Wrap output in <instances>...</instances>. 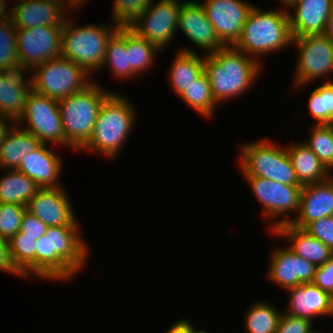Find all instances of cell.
Segmentation results:
<instances>
[{
	"mask_svg": "<svg viewBox=\"0 0 333 333\" xmlns=\"http://www.w3.org/2000/svg\"><path fill=\"white\" fill-rule=\"evenodd\" d=\"M292 45L297 46L299 53L294 71L295 87L303 89L308 84L332 74L333 41L329 37L324 34L301 36L293 38Z\"/></svg>",
	"mask_w": 333,
	"mask_h": 333,
	"instance_id": "cell-11",
	"label": "cell"
},
{
	"mask_svg": "<svg viewBox=\"0 0 333 333\" xmlns=\"http://www.w3.org/2000/svg\"><path fill=\"white\" fill-rule=\"evenodd\" d=\"M273 234L288 241V247L315 266H322L333 256V251L319 239L309 235L305 230L285 224L278 227Z\"/></svg>",
	"mask_w": 333,
	"mask_h": 333,
	"instance_id": "cell-24",
	"label": "cell"
},
{
	"mask_svg": "<svg viewBox=\"0 0 333 333\" xmlns=\"http://www.w3.org/2000/svg\"><path fill=\"white\" fill-rule=\"evenodd\" d=\"M189 1H197V0H184V2H189Z\"/></svg>",
	"mask_w": 333,
	"mask_h": 333,
	"instance_id": "cell-53",
	"label": "cell"
},
{
	"mask_svg": "<svg viewBox=\"0 0 333 333\" xmlns=\"http://www.w3.org/2000/svg\"><path fill=\"white\" fill-rule=\"evenodd\" d=\"M88 1L90 2L91 0H71L69 3V11L72 12V10L74 11V9L76 10V8L78 9L80 6L84 5L86 2L88 3Z\"/></svg>",
	"mask_w": 333,
	"mask_h": 333,
	"instance_id": "cell-48",
	"label": "cell"
},
{
	"mask_svg": "<svg viewBox=\"0 0 333 333\" xmlns=\"http://www.w3.org/2000/svg\"><path fill=\"white\" fill-rule=\"evenodd\" d=\"M182 0H152L143 13L129 26L139 37L165 49L174 39L178 28V12Z\"/></svg>",
	"mask_w": 333,
	"mask_h": 333,
	"instance_id": "cell-12",
	"label": "cell"
},
{
	"mask_svg": "<svg viewBox=\"0 0 333 333\" xmlns=\"http://www.w3.org/2000/svg\"><path fill=\"white\" fill-rule=\"evenodd\" d=\"M312 283L333 297V256L322 266L316 267Z\"/></svg>",
	"mask_w": 333,
	"mask_h": 333,
	"instance_id": "cell-41",
	"label": "cell"
},
{
	"mask_svg": "<svg viewBox=\"0 0 333 333\" xmlns=\"http://www.w3.org/2000/svg\"><path fill=\"white\" fill-rule=\"evenodd\" d=\"M288 9L263 10L253 6L234 47L261 63L260 57L292 45Z\"/></svg>",
	"mask_w": 333,
	"mask_h": 333,
	"instance_id": "cell-3",
	"label": "cell"
},
{
	"mask_svg": "<svg viewBox=\"0 0 333 333\" xmlns=\"http://www.w3.org/2000/svg\"><path fill=\"white\" fill-rule=\"evenodd\" d=\"M305 144L318 156L331 172L333 171V130L328 124L316 125Z\"/></svg>",
	"mask_w": 333,
	"mask_h": 333,
	"instance_id": "cell-35",
	"label": "cell"
},
{
	"mask_svg": "<svg viewBox=\"0 0 333 333\" xmlns=\"http://www.w3.org/2000/svg\"><path fill=\"white\" fill-rule=\"evenodd\" d=\"M111 93L93 81L84 90L58 101L69 149L79 153L88 143L101 105Z\"/></svg>",
	"mask_w": 333,
	"mask_h": 333,
	"instance_id": "cell-5",
	"label": "cell"
},
{
	"mask_svg": "<svg viewBox=\"0 0 333 333\" xmlns=\"http://www.w3.org/2000/svg\"><path fill=\"white\" fill-rule=\"evenodd\" d=\"M48 145L41 144L27 154L17 171L32 179L40 188L62 187L59 177L63 163L61 158L47 147Z\"/></svg>",
	"mask_w": 333,
	"mask_h": 333,
	"instance_id": "cell-23",
	"label": "cell"
},
{
	"mask_svg": "<svg viewBox=\"0 0 333 333\" xmlns=\"http://www.w3.org/2000/svg\"><path fill=\"white\" fill-rule=\"evenodd\" d=\"M0 271L21 277L12 264L9 254V242L2 237H0Z\"/></svg>",
	"mask_w": 333,
	"mask_h": 333,
	"instance_id": "cell-43",
	"label": "cell"
},
{
	"mask_svg": "<svg viewBox=\"0 0 333 333\" xmlns=\"http://www.w3.org/2000/svg\"><path fill=\"white\" fill-rule=\"evenodd\" d=\"M333 214V175L326 181L302 186L297 217L290 223L303 229L308 223Z\"/></svg>",
	"mask_w": 333,
	"mask_h": 333,
	"instance_id": "cell-21",
	"label": "cell"
},
{
	"mask_svg": "<svg viewBox=\"0 0 333 333\" xmlns=\"http://www.w3.org/2000/svg\"><path fill=\"white\" fill-rule=\"evenodd\" d=\"M66 18L62 31L61 56L81 66L89 75L101 69L109 39L119 26L109 24L74 25Z\"/></svg>",
	"mask_w": 333,
	"mask_h": 333,
	"instance_id": "cell-6",
	"label": "cell"
},
{
	"mask_svg": "<svg viewBox=\"0 0 333 333\" xmlns=\"http://www.w3.org/2000/svg\"><path fill=\"white\" fill-rule=\"evenodd\" d=\"M243 177L247 180L254 197L262 205L263 215L268 220L272 219L273 222L269 225L271 232L282 225L290 224L297 217L302 185H286L256 176ZM290 213L296 216L293 219L289 218Z\"/></svg>",
	"mask_w": 333,
	"mask_h": 333,
	"instance_id": "cell-9",
	"label": "cell"
},
{
	"mask_svg": "<svg viewBox=\"0 0 333 333\" xmlns=\"http://www.w3.org/2000/svg\"><path fill=\"white\" fill-rule=\"evenodd\" d=\"M13 127L0 143V169L3 170H17L24 157L42 144L30 132L16 124Z\"/></svg>",
	"mask_w": 333,
	"mask_h": 333,
	"instance_id": "cell-26",
	"label": "cell"
},
{
	"mask_svg": "<svg viewBox=\"0 0 333 333\" xmlns=\"http://www.w3.org/2000/svg\"><path fill=\"white\" fill-rule=\"evenodd\" d=\"M313 322L282 312L275 333H311Z\"/></svg>",
	"mask_w": 333,
	"mask_h": 333,
	"instance_id": "cell-40",
	"label": "cell"
},
{
	"mask_svg": "<svg viewBox=\"0 0 333 333\" xmlns=\"http://www.w3.org/2000/svg\"><path fill=\"white\" fill-rule=\"evenodd\" d=\"M205 119H213L217 102L212 96L210 81L205 70L179 96Z\"/></svg>",
	"mask_w": 333,
	"mask_h": 333,
	"instance_id": "cell-29",
	"label": "cell"
},
{
	"mask_svg": "<svg viewBox=\"0 0 333 333\" xmlns=\"http://www.w3.org/2000/svg\"><path fill=\"white\" fill-rule=\"evenodd\" d=\"M0 177V203L27 206L40 187L17 170H5Z\"/></svg>",
	"mask_w": 333,
	"mask_h": 333,
	"instance_id": "cell-28",
	"label": "cell"
},
{
	"mask_svg": "<svg viewBox=\"0 0 333 333\" xmlns=\"http://www.w3.org/2000/svg\"><path fill=\"white\" fill-rule=\"evenodd\" d=\"M63 26H37L17 29L19 62L31 70L44 62L61 56Z\"/></svg>",
	"mask_w": 333,
	"mask_h": 333,
	"instance_id": "cell-13",
	"label": "cell"
},
{
	"mask_svg": "<svg viewBox=\"0 0 333 333\" xmlns=\"http://www.w3.org/2000/svg\"><path fill=\"white\" fill-rule=\"evenodd\" d=\"M261 68L262 63L234 46H224L204 59V70L218 105L245 94L257 81Z\"/></svg>",
	"mask_w": 333,
	"mask_h": 333,
	"instance_id": "cell-2",
	"label": "cell"
},
{
	"mask_svg": "<svg viewBox=\"0 0 333 333\" xmlns=\"http://www.w3.org/2000/svg\"><path fill=\"white\" fill-rule=\"evenodd\" d=\"M177 29L181 30L194 45L206 51L205 55L224 47L199 1L181 4Z\"/></svg>",
	"mask_w": 333,
	"mask_h": 333,
	"instance_id": "cell-18",
	"label": "cell"
},
{
	"mask_svg": "<svg viewBox=\"0 0 333 333\" xmlns=\"http://www.w3.org/2000/svg\"><path fill=\"white\" fill-rule=\"evenodd\" d=\"M171 323V326L166 333H189V320L187 319H178V321Z\"/></svg>",
	"mask_w": 333,
	"mask_h": 333,
	"instance_id": "cell-44",
	"label": "cell"
},
{
	"mask_svg": "<svg viewBox=\"0 0 333 333\" xmlns=\"http://www.w3.org/2000/svg\"><path fill=\"white\" fill-rule=\"evenodd\" d=\"M16 125L33 134L42 144L56 143L67 147L59 104L55 99L32 90L27 97L24 113Z\"/></svg>",
	"mask_w": 333,
	"mask_h": 333,
	"instance_id": "cell-10",
	"label": "cell"
},
{
	"mask_svg": "<svg viewBox=\"0 0 333 333\" xmlns=\"http://www.w3.org/2000/svg\"><path fill=\"white\" fill-rule=\"evenodd\" d=\"M126 50L129 66L139 75L153 66L155 56L161 51L148 40L139 37L133 30L126 27Z\"/></svg>",
	"mask_w": 333,
	"mask_h": 333,
	"instance_id": "cell-33",
	"label": "cell"
},
{
	"mask_svg": "<svg viewBox=\"0 0 333 333\" xmlns=\"http://www.w3.org/2000/svg\"><path fill=\"white\" fill-rule=\"evenodd\" d=\"M152 0H114L112 21L119 27H129L143 13Z\"/></svg>",
	"mask_w": 333,
	"mask_h": 333,
	"instance_id": "cell-37",
	"label": "cell"
},
{
	"mask_svg": "<svg viewBox=\"0 0 333 333\" xmlns=\"http://www.w3.org/2000/svg\"><path fill=\"white\" fill-rule=\"evenodd\" d=\"M27 206L0 203V237L9 240L20 231Z\"/></svg>",
	"mask_w": 333,
	"mask_h": 333,
	"instance_id": "cell-38",
	"label": "cell"
},
{
	"mask_svg": "<svg viewBox=\"0 0 333 333\" xmlns=\"http://www.w3.org/2000/svg\"><path fill=\"white\" fill-rule=\"evenodd\" d=\"M287 291L289 292L288 308L283 312L312 322L314 318L333 316V297L317 285L303 283Z\"/></svg>",
	"mask_w": 333,
	"mask_h": 333,
	"instance_id": "cell-20",
	"label": "cell"
},
{
	"mask_svg": "<svg viewBox=\"0 0 333 333\" xmlns=\"http://www.w3.org/2000/svg\"><path fill=\"white\" fill-rule=\"evenodd\" d=\"M311 333H320V332H318V331H316V330H315V331L313 330Z\"/></svg>",
	"mask_w": 333,
	"mask_h": 333,
	"instance_id": "cell-54",
	"label": "cell"
},
{
	"mask_svg": "<svg viewBox=\"0 0 333 333\" xmlns=\"http://www.w3.org/2000/svg\"><path fill=\"white\" fill-rule=\"evenodd\" d=\"M7 5L6 0H0V22L11 18L12 11L7 9Z\"/></svg>",
	"mask_w": 333,
	"mask_h": 333,
	"instance_id": "cell-46",
	"label": "cell"
},
{
	"mask_svg": "<svg viewBox=\"0 0 333 333\" xmlns=\"http://www.w3.org/2000/svg\"><path fill=\"white\" fill-rule=\"evenodd\" d=\"M270 261L266 278L282 289L312 283L314 279L317 266L296 255L288 246L273 248Z\"/></svg>",
	"mask_w": 333,
	"mask_h": 333,
	"instance_id": "cell-16",
	"label": "cell"
},
{
	"mask_svg": "<svg viewBox=\"0 0 333 333\" xmlns=\"http://www.w3.org/2000/svg\"><path fill=\"white\" fill-rule=\"evenodd\" d=\"M12 11L11 19L17 29H27L41 25L63 26L70 12L57 0H18Z\"/></svg>",
	"mask_w": 333,
	"mask_h": 333,
	"instance_id": "cell-19",
	"label": "cell"
},
{
	"mask_svg": "<svg viewBox=\"0 0 333 333\" xmlns=\"http://www.w3.org/2000/svg\"><path fill=\"white\" fill-rule=\"evenodd\" d=\"M57 1L61 2L69 10V3H70L71 0H57Z\"/></svg>",
	"mask_w": 333,
	"mask_h": 333,
	"instance_id": "cell-51",
	"label": "cell"
},
{
	"mask_svg": "<svg viewBox=\"0 0 333 333\" xmlns=\"http://www.w3.org/2000/svg\"><path fill=\"white\" fill-rule=\"evenodd\" d=\"M197 328H195L194 326H193V324H191V322H189V333H209V332H207L206 330H196Z\"/></svg>",
	"mask_w": 333,
	"mask_h": 333,
	"instance_id": "cell-50",
	"label": "cell"
},
{
	"mask_svg": "<svg viewBox=\"0 0 333 333\" xmlns=\"http://www.w3.org/2000/svg\"><path fill=\"white\" fill-rule=\"evenodd\" d=\"M77 219L70 226L47 227L35 245V276L67 281L84 269L90 253Z\"/></svg>",
	"mask_w": 333,
	"mask_h": 333,
	"instance_id": "cell-1",
	"label": "cell"
},
{
	"mask_svg": "<svg viewBox=\"0 0 333 333\" xmlns=\"http://www.w3.org/2000/svg\"><path fill=\"white\" fill-rule=\"evenodd\" d=\"M283 311L264 300L253 303L244 318L246 333H275Z\"/></svg>",
	"mask_w": 333,
	"mask_h": 333,
	"instance_id": "cell-32",
	"label": "cell"
},
{
	"mask_svg": "<svg viewBox=\"0 0 333 333\" xmlns=\"http://www.w3.org/2000/svg\"><path fill=\"white\" fill-rule=\"evenodd\" d=\"M25 73L31 75V69L20 62L0 71V115L15 123L23 115L27 97L32 91L31 78H25Z\"/></svg>",
	"mask_w": 333,
	"mask_h": 333,
	"instance_id": "cell-15",
	"label": "cell"
},
{
	"mask_svg": "<svg viewBox=\"0 0 333 333\" xmlns=\"http://www.w3.org/2000/svg\"><path fill=\"white\" fill-rule=\"evenodd\" d=\"M66 188H40L29 201L27 211L40 219L47 227L70 226L75 220L73 205Z\"/></svg>",
	"mask_w": 333,
	"mask_h": 333,
	"instance_id": "cell-17",
	"label": "cell"
},
{
	"mask_svg": "<svg viewBox=\"0 0 333 333\" xmlns=\"http://www.w3.org/2000/svg\"><path fill=\"white\" fill-rule=\"evenodd\" d=\"M47 226L36 216L27 210L25 211L20 226V231L24 236L37 237V240L46 233Z\"/></svg>",
	"mask_w": 333,
	"mask_h": 333,
	"instance_id": "cell-42",
	"label": "cell"
},
{
	"mask_svg": "<svg viewBox=\"0 0 333 333\" xmlns=\"http://www.w3.org/2000/svg\"><path fill=\"white\" fill-rule=\"evenodd\" d=\"M285 147L302 186L326 181L333 175L304 141Z\"/></svg>",
	"mask_w": 333,
	"mask_h": 333,
	"instance_id": "cell-25",
	"label": "cell"
},
{
	"mask_svg": "<svg viewBox=\"0 0 333 333\" xmlns=\"http://www.w3.org/2000/svg\"><path fill=\"white\" fill-rule=\"evenodd\" d=\"M109 65L112 75L119 79H133L137 74L129 66L128 52L126 50V27H119L117 32L109 39L102 68Z\"/></svg>",
	"mask_w": 333,
	"mask_h": 333,
	"instance_id": "cell-30",
	"label": "cell"
},
{
	"mask_svg": "<svg viewBox=\"0 0 333 333\" xmlns=\"http://www.w3.org/2000/svg\"><path fill=\"white\" fill-rule=\"evenodd\" d=\"M327 37H329L333 41V8L331 10V13L328 17L327 24L325 27V31L323 33Z\"/></svg>",
	"mask_w": 333,
	"mask_h": 333,
	"instance_id": "cell-47",
	"label": "cell"
},
{
	"mask_svg": "<svg viewBox=\"0 0 333 333\" xmlns=\"http://www.w3.org/2000/svg\"><path fill=\"white\" fill-rule=\"evenodd\" d=\"M16 40L17 28L12 19L0 22V71L19 62Z\"/></svg>",
	"mask_w": 333,
	"mask_h": 333,
	"instance_id": "cell-36",
	"label": "cell"
},
{
	"mask_svg": "<svg viewBox=\"0 0 333 333\" xmlns=\"http://www.w3.org/2000/svg\"><path fill=\"white\" fill-rule=\"evenodd\" d=\"M128 97L112 92L103 102L88 143L81 152L93 151L104 157L116 158L137 119Z\"/></svg>",
	"mask_w": 333,
	"mask_h": 333,
	"instance_id": "cell-4",
	"label": "cell"
},
{
	"mask_svg": "<svg viewBox=\"0 0 333 333\" xmlns=\"http://www.w3.org/2000/svg\"><path fill=\"white\" fill-rule=\"evenodd\" d=\"M201 4L221 43L234 46L254 5L243 0H205Z\"/></svg>",
	"mask_w": 333,
	"mask_h": 333,
	"instance_id": "cell-14",
	"label": "cell"
},
{
	"mask_svg": "<svg viewBox=\"0 0 333 333\" xmlns=\"http://www.w3.org/2000/svg\"><path fill=\"white\" fill-rule=\"evenodd\" d=\"M308 109L316 125L329 124L333 120V81L318 85L308 99Z\"/></svg>",
	"mask_w": 333,
	"mask_h": 333,
	"instance_id": "cell-34",
	"label": "cell"
},
{
	"mask_svg": "<svg viewBox=\"0 0 333 333\" xmlns=\"http://www.w3.org/2000/svg\"><path fill=\"white\" fill-rule=\"evenodd\" d=\"M36 241L37 237L24 236L21 231L8 240L12 264L22 278L28 279L35 275Z\"/></svg>",
	"mask_w": 333,
	"mask_h": 333,
	"instance_id": "cell-31",
	"label": "cell"
},
{
	"mask_svg": "<svg viewBox=\"0 0 333 333\" xmlns=\"http://www.w3.org/2000/svg\"><path fill=\"white\" fill-rule=\"evenodd\" d=\"M237 161L243 176H256L286 185H301L283 147L268 139L242 144Z\"/></svg>",
	"mask_w": 333,
	"mask_h": 333,
	"instance_id": "cell-7",
	"label": "cell"
},
{
	"mask_svg": "<svg viewBox=\"0 0 333 333\" xmlns=\"http://www.w3.org/2000/svg\"><path fill=\"white\" fill-rule=\"evenodd\" d=\"M303 230L319 239L333 251V217H324L308 223Z\"/></svg>",
	"mask_w": 333,
	"mask_h": 333,
	"instance_id": "cell-39",
	"label": "cell"
},
{
	"mask_svg": "<svg viewBox=\"0 0 333 333\" xmlns=\"http://www.w3.org/2000/svg\"><path fill=\"white\" fill-rule=\"evenodd\" d=\"M31 73L32 90L57 101L84 90L93 81L81 66L62 56L35 66Z\"/></svg>",
	"mask_w": 333,
	"mask_h": 333,
	"instance_id": "cell-8",
	"label": "cell"
},
{
	"mask_svg": "<svg viewBox=\"0 0 333 333\" xmlns=\"http://www.w3.org/2000/svg\"><path fill=\"white\" fill-rule=\"evenodd\" d=\"M333 0H298L288 11L293 38L323 34Z\"/></svg>",
	"mask_w": 333,
	"mask_h": 333,
	"instance_id": "cell-22",
	"label": "cell"
},
{
	"mask_svg": "<svg viewBox=\"0 0 333 333\" xmlns=\"http://www.w3.org/2000/svg\"><path fill=\"white\" fill-rule=\"evenodd\" d=\"M333 130V120L328 124Z\"/></svg>",
	"mask_w": 333,
	"mask_h": 333,
	"instance_id": "cell-52",
	"label": "cell"
},
{
	"mask_svg": "<svg viewBox=\"0 0 333 333\" xmlns=\"http://www.w3.org/2000/svg\"><path fill=\"white\" fill-rule=\"evenodd\" d=\"M15 124L16 123L12 119L0 115V143L5 139L6 135Z\"/></svg>",
	"mask_w": 333,
	"mask_h": 333,
	"instance_id": "cell-45",
	"label": "cell"
},
{
	"mask_svg": "<svg viewBox=\"0 0 333 333\" xmlns=\"http://www.w3.org/2000/svg\"><path fill=\"white\" fill-rule=\"evenodd\" d=\"M283 4V8H291L298 0H280Z\"/></svg>",
	"mask_w": 333,
	"mask_h": 333,
	"instance_id": "cell-49",
	"label": "cell"
},
{
	"mask_svg": "<svg viewBox=\"0 0 333 333\" xmlns=\"http://www.w3.org/2000/svg\"><path fill=\"white\" fill-rule=\"evenodd\" d=\"M204 57L192 48H181L176 53L168 71L169 86L179 96L204 71Z\"/></svg>",
	"mask_w": 333,
	"mask_h": 333,
	"instance_id": "cell-27",
	"label": "cell"
}]
</instances>
